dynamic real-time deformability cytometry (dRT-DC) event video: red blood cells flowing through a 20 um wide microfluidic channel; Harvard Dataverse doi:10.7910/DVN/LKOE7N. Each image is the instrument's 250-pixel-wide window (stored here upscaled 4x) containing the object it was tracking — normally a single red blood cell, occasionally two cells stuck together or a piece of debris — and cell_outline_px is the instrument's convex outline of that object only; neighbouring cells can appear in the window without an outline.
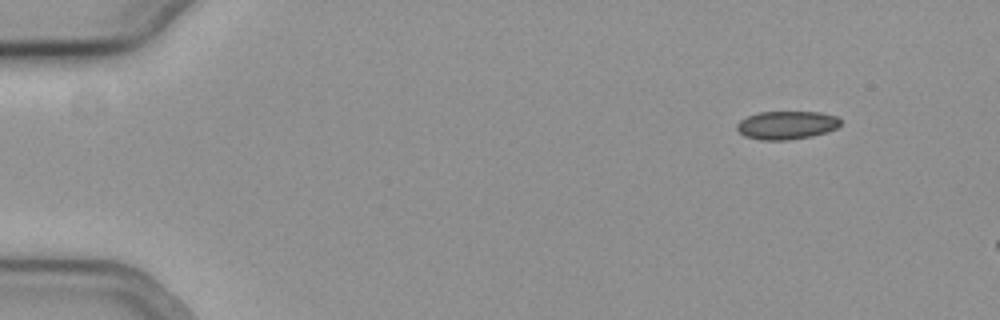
{"species": "common noctule bat (a hibernating species)", "species_latin": "Nyctalus noctula", "temperature_condition": "cold", "stored_images_in_passage": 8, "camera_frame_rate_fps": 3000, "um_per_image_px": 0.085, "animal": {"sex": "female", "body_mass_g": 19.3, "forearm_length_mm": 54.1}, "frame": {"image": 1, "passage_image": 1, "time_ms": 0.0, "image_size_px": [1000, 320], "cell_outline_px": [[840, 124], [836, 128], [812, 136], [788, 140], [760, 140], [744, 136], [736, 128], [736, 124], [740, 120], [748, 116], [760, 112], [820, 112], [836, 116], [840, 120]], "centroid_in_image_um": [66.83, 10.64], "position_along_channel_um": 18.2, "area_um2": 16.99}}